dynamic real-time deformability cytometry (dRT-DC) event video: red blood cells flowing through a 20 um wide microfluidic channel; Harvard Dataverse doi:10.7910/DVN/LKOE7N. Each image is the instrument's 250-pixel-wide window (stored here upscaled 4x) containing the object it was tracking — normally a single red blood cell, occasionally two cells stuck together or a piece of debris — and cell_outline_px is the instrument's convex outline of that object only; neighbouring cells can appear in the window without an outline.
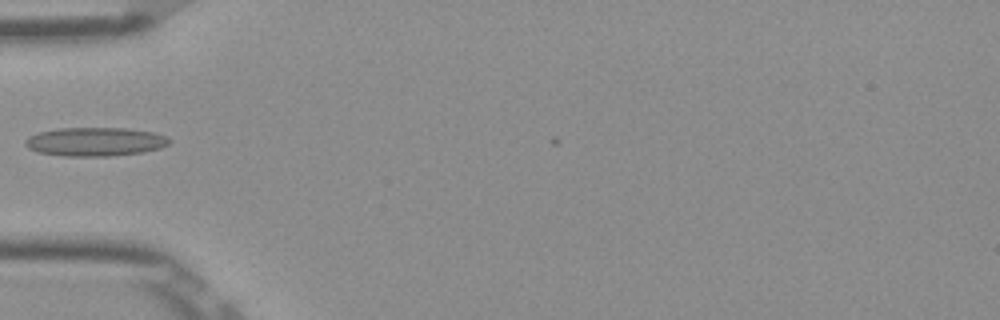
{"species": "Egyptian fruit bat (a non-hibernating species)", "species_latin": "Rousettus aegyptiacus", "temperature_condition": "room temperature", "stored_images_in_passage": 3, "camera_frame_rate_fps": 3000, "um_per_image_px": 0.085, "frame": {"image": 1, "passage_image": 1, "time_ms": 0.0, "image_size_px": [1000, 320], "cell_outline_px": [[172, 140], [168, 144], [160, 148], [144, 152], [108, 156], [64, 156], [36, 152], [28, 148], [24, 144], [24, 140], [28, 136], [40, 132], [56, 128], [128, 128], [152, 132], [168, 136]], "centroid_in_image_um": [8.08, 12.04], "position_along_channel_um": 76.9, "area_um2": 24.33}}